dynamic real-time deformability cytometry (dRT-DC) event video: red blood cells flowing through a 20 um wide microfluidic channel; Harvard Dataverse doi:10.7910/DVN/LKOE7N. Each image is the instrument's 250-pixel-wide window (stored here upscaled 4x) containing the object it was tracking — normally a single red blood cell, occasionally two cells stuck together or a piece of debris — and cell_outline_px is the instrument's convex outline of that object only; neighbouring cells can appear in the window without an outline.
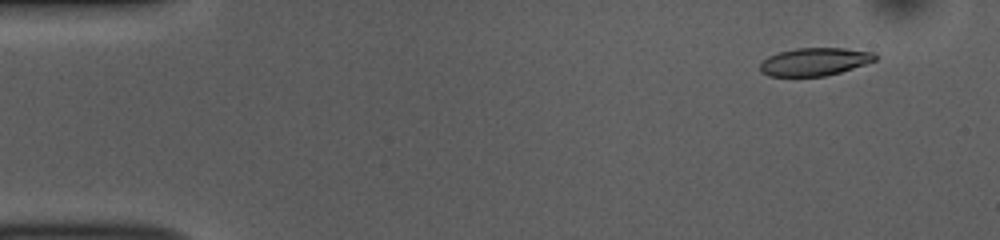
{"species": "common noctule bat (a hibernating species)", "species_latin": "Nyctalus noctula", "temperature_condition": "room temperature", "stored_images_in_passage": 53, "camera_frame_rate_fps": 3000, "um_per_image_px": 0.085, "animal": {"sex": "female", "body_mass_g": 10.0, "forearm_length_mm": 53.1}, "frame": {"image": 1, "passage_image": 5, "time_ms": 1.333, "image_size_px": [1000, 240], "cell_outline_px": [[880, 56], [876, 60], [840, 72], [824, 76], [768, 76], [760, 72], [760, 64], [768, 56], [780, 52], [796, 48], [844, 48], [876, 52]], "centroid_in_image_um": [69.27, 5.24], "position_along_channel_um": 15.7, "area_um2": 18.73}}
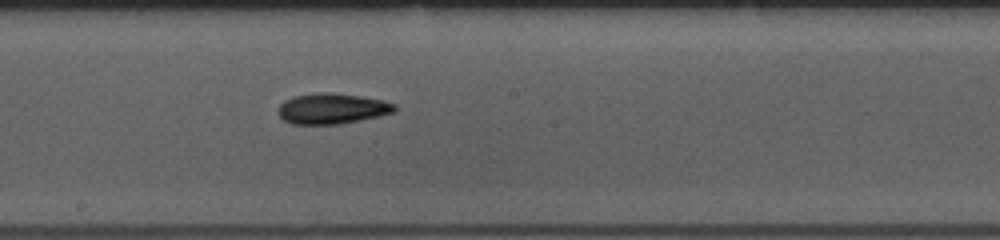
{"frame": {"image": 2, "passage_image": 29, "time_ms": 9.333, "image_size_px": [1000, 240], "cell_outline_px": [[396, 108], [392, 112], [380, 116], [340, 124], [292, 124], [284, 120], [276, 112], [280, 104], [284, 100], [296, 96], [360, 96], [384, 100], [396, 104]], "centroid_in_image_um": [28.24, 9.29], "position_along_channel_um": 220.0, "area_um2": 19.71}}
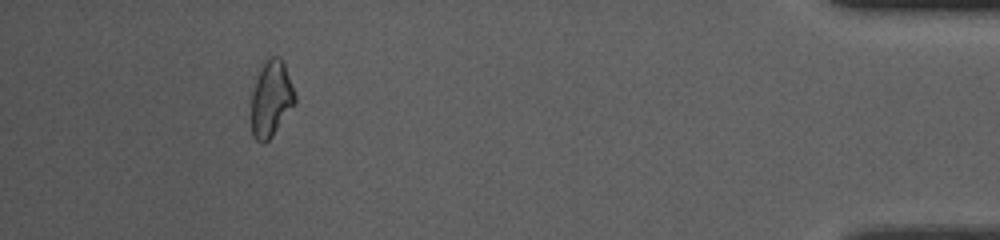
{"frame": {"image": 3, "passage_image": 49, "time_ms": 16.0, "image_size_px": [1000, 240], "cell_outline_px": [[296, 100], [272, 136], [264, 144], [260, 144], [252, 136], [252, 92], [260, 60], [264, 56], [280, 56], [284, 64], [296, 96]], "centroid_in_image_um": [23.0, 8.32], "position_along_channel_um": 412.2, "area_um2": 19.59}, "authors_computed_cell_mechanics": {"area_um2": 19.652, "velocity_mm_per_s": 3.7879, "shape_relaxation_time_tau1_ms": 9.6951, "shape_relaxation_time_tau2_ms": null, "deformation_change_tau1": 0.1739, "deformation_change_tau2": null}}